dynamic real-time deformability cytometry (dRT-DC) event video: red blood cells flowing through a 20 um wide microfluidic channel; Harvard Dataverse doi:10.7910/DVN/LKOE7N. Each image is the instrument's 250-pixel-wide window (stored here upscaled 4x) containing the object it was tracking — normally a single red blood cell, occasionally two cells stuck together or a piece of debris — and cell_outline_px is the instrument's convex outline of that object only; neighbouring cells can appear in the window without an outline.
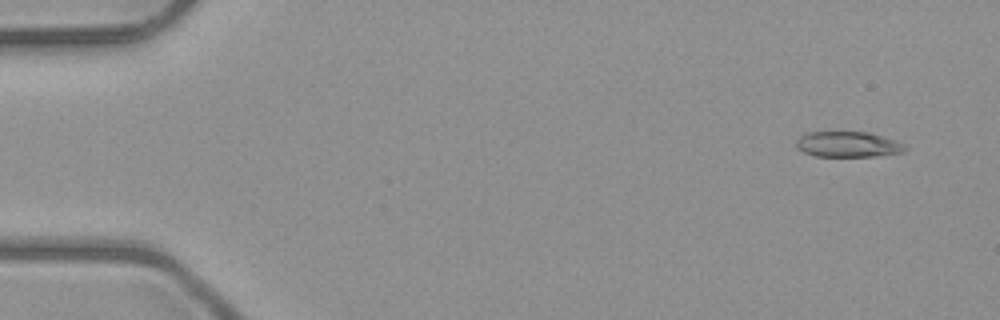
{"species": "common noctule bat (a hibernating species)", "species_latin": "Nyctalus noctula", "temperature_condition": "room temperature", "stored_images_in_passage": 6, "camera_frame_rate_fps": 3000, "um_per_image_px": 0.085, "animal": {"sex": "male", "body_mass_g": 23.1, "forearm_length_mm": 52.7}, "frame": {"image": 1, "passage_image": 1, "time_ms": 0.0, "image_size_px": [1000, 320], "cell_outline_px": [[908, 148], [904, 152], [876, 156], [816, 156], [804, 152], [796, 148], [796, 140], [800, 136], [808, 132], [868, 132], [896, 140], [904, 144]], "centroid_in_image_um": [72.09, 12.27], "position_along_channel_um": 12.9, "area_um2": 16.24}}
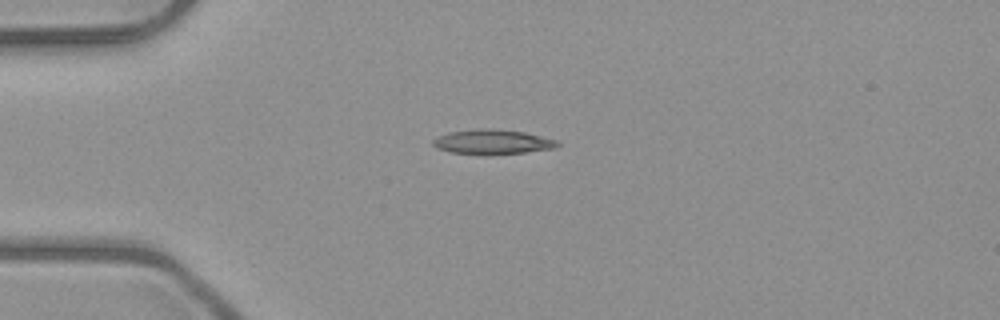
{"frame": {"image": 2, "passage_image": 4, "time_ms": 3.333, "image_size_px": [1000, 320], "cell_outline_px": [[560, 144], [556, 148], [524, 152], [448, 152], [436, 148], [432, 144], [432, 140], [448, 132], [484, 128], [488, 128], [524, 132], [556, 140]], "centroid_in_image_um": [41.85, 12.02], "position_along_channel_um": 43.1, "area_um2": 16.99}}
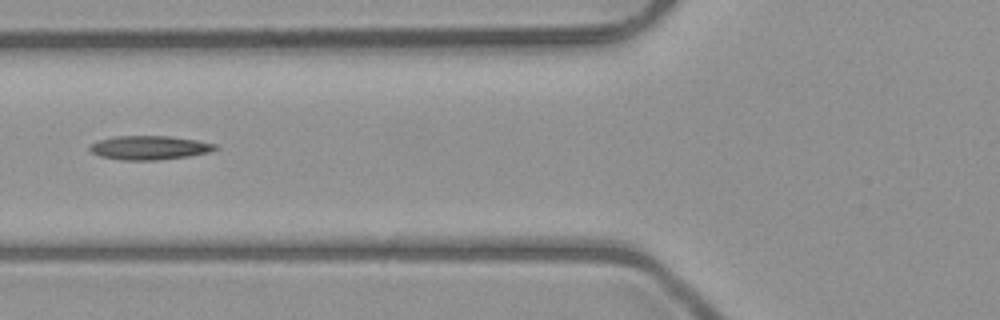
{"frame": {"image": 3, "passage_image": 6, "time_ms": 5.667, "image_size_px": [1000, 320], "cell_outline_px": [[220, 148], [208, 152], [188, 156], [156, 160], [120, 160], [100, 156], [92, 152], [88, 148], [92, 144], [100, 140], [116, 136], [168, 136], [196, 140], [216, 144]], "centroid_in_image_um": [12.71, 12.55], "position_along_channel_um": 113.1, "area_um2": 17.34}}